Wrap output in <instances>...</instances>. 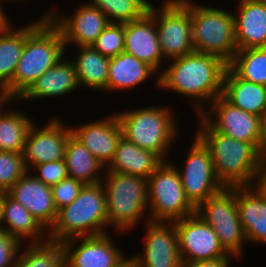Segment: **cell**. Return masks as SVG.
<instances>
[{"label":"cell","mask_w":266,"mask_h":267,"mask_svg":"<svg viewBox=\"0 0 266 267\" xmlns=\"http://www.w3.org/2000/svg\"><path fill=\"white\" fill-rule=\"evenodd\" d=\"M169 62L157 77L155 86L192 99L198 115L207 108L206 102L208 106L222 95L228 64L219 57L193 51Z\"/></svg>","instance_id":"obj_1"},{"label":"cell","mask_w":266,"mask_h":267,"mask_svg":"<svg viewBox=\"0 0 266 267\" xmlns=\"http://www.w3.org/2000/svg\"><path fill=\"white\" fill-rule=\"evenodd\" d=\"M196 136L210 151L217 179L224 187L251 186L259 182L262 165L259 144L239 141L214 131L200 116Z\"/></svg>","instance_id":"obj_2"},{"label":"cell","mask_w":266,"mask_h":267,"mask_svg":"<svg viewBox=\"0 0 266 267\" xmlns=\"http://www.w3.org/2000/svg\"><path fill=\"white\" fill-rule=\"evenodd\" d=\"M66 48L61 31L49 20L38 17L26 25V40L13 79L6 86L14 99H19L30 86L52 68Z\"/></svg>","instance_id":"obj_3"},{"label":"cell","mask_w":266,"mask_h":267,"mask_svg":"<svg viewBox=\"0 0 266 267\" xmlns=\"http://www.w3.org/2000/svg\"><path fill=\"white\" fill-rule=\"evenodd\" d=\"M109 228L105 191L101 182L86 184L78 197L58 210L48 240L63 242L74 237L103 235Z\"/></svg>","instance_id":"obj_4"},{"label":"cell","mask_w":266,"mask_h":267,"mask_svg":"<svg viewBox=\"0 0 266 267\" xmlns=\"http://www.w3.org/2000/svg\"><path fill=\"white\" fill-rule=\"evenodd\" d=\"M173 111L172 107L155 105L125 110L116 115L126 140L153 152L162 161H168L165 157L167 155L168 158L170 146L179 134Z\"/></svg>","instance_id":"obj_5"},{"label":"cell","mask_w":266,"mask_h":267,"mask_svg":"<svg viewBox=\"0 0 266 267\" xmlns=\"http://www.w3.org/2000/svg\"><path fill=\"white\" fill-rule=\"evenodd\" d=\"M104 172L101 184L105 191L109 227L120 234L126 231L128 233L139 222L150 221L149 216H145L149 214L148 180L140 176Z\"/></svg>","instance_id":"obj_6"},{"label":"cell","mask_w":266,"mask_h":267,"mask_svg":"<svg viewBox=\"0 0 266 267\" xmlns=\"http://www.w3.org/2000/svg\"><path fill=\"white\" fill-rule=\"evenodd\" d=\"M179 1L190 11L194 51L217 56L229 64L238 50L233 12L192 0Z\"/></svg>","instance_id":"obj_7"},{"label":"cell","mask_w":266,"mask_h":267,"mask_svg":"<svg viewBox=\"0 0 266 267\" xmlns=\"http://www.w3.org/2000/svg\"><path fill=\"white\" fill-rule=\"evenodd\" d=\"M173 164L163 161L147 179L150 221L174 222L196 213Z\"/></svg>","instance_id":"obj_8"},{"label":"cell","mask_w":266,"mask_h":267,"mask_svg":"<svg viewBox=\"0 0 266 267\" xmlns=\"http://www.w3.org/2000/svg\"><path fill=\"white\" fill-rule=\"evenodd\" d=\"M196 213L213 228L223 249L232 258L242 259L243 244L248 242L239 218L235 186L224 187L207 198L196 208Z\"/></svg>","instance_id":"obj_9"},{"label":"cell","mask_w":266,"mask_h":267,"mask_svg":"<svg viewBox=\"0 0 266 267\" xmlns=\"http://www.w3.org/2000/svg\"><path fill=\"white\" fill-rule=\"evenodd\" d=\"M148 13L155 19L165 63L194 51L190 11L179 0H163L158 8L152 3Z\"/></svg>","instance_id":"obj_10"},{"label":"cell","mask_w":266,"mask_h":267,"mask_svg":"<svg viewBox=\"0 0 266 267\" xmlns=\"http://www.w3.org/2000/svg\"><path fill=\"white\" fill-rule=\"evenodd\" d=\"M174 166L179 172L185 195L195 208L224 188L215 174L210 151L196 135L183 168Z\"/></svg>","instance_id":"obj_11"},{"label":"cell","mask_w":266,"mask_h":267,"mask_svg":"<svg viewBox=\"0 0 266 267\" xmlns=\"http://www.w3.org/2000/svg\"><path fill=\"white\" fill-rule=\"evenodd\" d=\"M198 116L214 131L251 144H260L262 118L233 106L222 95ZM216 116V117H214Z\"/></svg>","instance_id":"obj_12"},{"label":"cell","mask_w":266,"mask_h":267,"mask_svg":"<svg viewBox=\"0 0 266 267\" xmlns=\"http://www.w3.org/2000/svg\"><path fill=\"white\" fill-rule=\"evenodd\" d=\"M54 7L42 14V18L49 20L61 31L65 48L68 44L76 47L91 46L108 26L110 21L98 8L91 6L88 2L81 4L71 15H60Z\"/></svg>","instance_id":"obj_13"},{"label":"cell","mask_w":266,"mask_h":267,"mask_svg":"<svg viewBox=\"0 0 266 267\" xmlns=\"http://www.w3.org/2000/svg\"><path fill=\"white\" fill-rule=\"evenodd\" d=\"M174 224L184 267L192 262L213 260L229 255L221 246L213 228L197 213L176 220Z\"/></svg>","instance_id":"obj_14"},{"label":"cell","mask_w":266,"mask_h":267,"mask_svg":"<svg viewBox=\"0 0 266 267\" xmlns=\"http://www.w3.org/2000/svg\"><path fill=\"white\" fill-rule=\"evenodd\" d=\"M61 119L53 116L40 128L36 123L30 127L22 153L28 171L32 172L35 165L64 159L71 129Z\"/></svg>","instance_id":"obj_15"},{"label":"cell","mask_w":266,"mask_h":267,"mask_svg":"<svg viewBox=\"0 0 266 267\" xmlns=\"http://www.w3.org/2000/svg\"><path fill=\"white\" fill-rule=\"evenodd\" d=\"M109 234L74 237L61 242L64 251V267H118L121 265L126 255Z\"/></svg>","instance_id":"obj_16"},{"label":"cell","mask_w":266,"mask_h":267,"mask_svg":"<svg viewBox=\"0 0 266 267\" xmlns=\"http://www.w3.org/2000/svg\"><path fill=\"white\" fill-rule=\"evenodd\" d=\"M141 252L134 255L147 267H184L174 222L147 221Z\"/></svg>","instance_id":"obj_17"},{"label":"cell","mask_w":266,"mask_h":267,"mask_svg":"<svg viewBox=\"0 0 266 267\" xmlns=\"http://www.w3.org/2000/svg\"><path fill=\"white\" fill-rule=\"evenodd\" d=\"M71 134L78 139L106 168L112 161L119 141L123 137L116 113L102 120L82 123L70 127Z\"/></svg>","instance_id":"obj_18"},{"label":"cell","mask_w":266,"mask_h":267,"mask_svg":"<svg viewBox=\"0 0 266 267\" xmlns=\"http://www.w3.org/2000/svg\"><path fill=\"white\" fill-rule=\"evenodd\" d=\"M21 203L48 232L57 217L52 189L27 171L7 192Z\"/></svg>","instance_id":"obj_19"},{"label":"cell","mask_w":266,"mask_h":267,"mask_svg":"<svg viewBox=\"0 0 266 267\" xmlns=\"http://www.w3.org/2000/svg\"><path fill=\"white\" fill-rule=\"evenodd\" d=\"M124 52L147 63L158 75L161 73L165 59L162 56L155 19L149 13L141 19L124 23Z\"/></svg>","instance_id":"obj_20"},{"label":"cell","mask_w":266,"mask_h":267,"mask_svg":"<svg viewBox=\"0 0 266 267\" xmlns=\"http://www.w3.org/2000/svg\"><path fill=\"white\" fill-rule=\"evenodd\" d=\"M235 200L248 244H266V192L258 184L235 186Z\"/></svg>","instance_id":"obj_21"},{"label":"cell","mask_w":266,"mask_h":267,"mask_svg":"<svg viewBox=\"0 0 266 267\" xmlns=\"http://www.w3.org/2000/svg\"><path fill=\"white\" fill-rule=\"evenodd\" d=\"M233 13L238 50L266 47V4L259 0H239Z\"/></svg>","instance_id":"obj_22"},{"label":"cell","mask_w":266,"mask_h":267,"mask_svg":"<svg viewBox=\"0 0 266 267\" xmlns=\"http://www.w3.org/2000/svg\"><path fill=\"white\" fill-rule=\"evenodd\" d=\"M63 56L52 68L40 76L18 101H31L65 96L80 88L77 73L71 60Z\"/></svg>","instance_id":"obj_23"},{"label":"cell","mask_w":266,"mask_h":267,"mask_svg":"<svg viewBox=\"0 0 266 267\" xmlns=\"http://www.w3.org/2000/svg\"><path fill=\"white\" fill-rule=\"evenodd\" d=\"M222 96L233 106L264 119L266 117V86L240 78L227 66Z\"/></svg>","instance_id":"obj_24"},{"label":"cell","mask_w":266,"mask_h":267,"mask_svg":"<svg viewBox=\"0 0 266 267\" xmlns=\"http://www.w3.org/2000/svg\"><path fill=\"white\" fill-rule=\"evenodd\" d=\"M3 229L19 242L25 239L30 243L48 240V232L39 224L26 207L13 199L8 193H1ZM24 239V240H23Z\"/></svg>","instance_id":"obj_25"},{"label":"cell","mask_w":266,"mask_h":267,"mask_svg":"<svg viewBox=\"0 0 266 267\" xmlns=\"http://www.w3.org/2000/svg\"><path fill=\"white\" fill-rule=\"evenodd\" d=\"M162 162L153 152L141 149L122 137L115 150L113 159L105 171L140 176L148 179Z\"/></svg>","instance_id":"obj_26"},{"label":"cell","mask_w":266,"mask_h":267,"mask_svg":"<svg viewBox=\"0 0 266 267\" xmlns=\"http://www.w3.org/2000/svg\"><path fill=\"white\" fill-rule=\"evenodd\" d=\"M154 74L159 76L147 63L128 53L121 52L110 58L107 92L133 89L148 78L154 77Z\"/></svg>","instance_id":"obj_27"},{"label":"cell","mask_w":266,"mask_h":267,"mask_svg":"<svg viewBox=\"0 0 266 267\" xmlns=\"http://www.w3.org/2000/svg\"><path fill=\"white\" fill-rule=\"evenodd\" d=\"M77 51L76 57L70 60L74 64L80 88L107 92L110 58L92 46H80Z\"/></svg>","instance_id":"obj_28"},{"label":"cell","mask_w":266,"mask_h":267,"mask_svg":"<svg viewBox=\"0 0 266 267\" xmlns=\"http://www.w3.org/2000/svg\"><path fill=\"white\" fill-rule=\"evenodd\" d=\"M64 161L69 177L75 178L84 185L96 184L103 179L99 171L104 170L105 167L72 134L69 135L65 146Z\"/></svg>","instance_id":"obj_29"},{"label":"cell","mask_w":266,"mask_h":267,"mask_svg":"<svg viewBox=\"0 0 266 267\" xmlns=\"http://www.w3.org/2000/svg\"><path fill=\"white\" fill-rule=\"evenodd\" d=\"M12 24L0 30V84L4 86L13 79L26 40V26L14 29Z\"/></svg>","instance_id":"obj_30"},{"label":"cell","mask_w":266,"mask_h":267,"mask_svg":"<svg viewBox=\"0 0 266 267\" xmlns=\"http://www.w3.org/2000/svg\"><path fill=\"white\" fill-rule=\"evenodd\" d=\"M6 107L0 112V151L23 153L28 131L35 120Z\"/></svg>","instance_id":"obj_31"},{"label":"cell","mask_w":266,"mask_h":267,"mask_svg":"<svg viewBox=\"0 0 266 267\" xmlns=\"http://www.w3.org/2000/svg\"><path fill=\"white\" fill-rule=\"evenodd\" d=\"M18 260L12 267H64V251L61 242L47 240L29 243L20 248Z\"/></svg>","instance_id":"obj_32"},{"label":"cell","mask_w":266,"mask_h":267,"mask_svg":"<svg viewBox=\"0 0 266 267\" xmlns=\"http://www.w3.org/2000/svg\"><path fill=\"white\" fill-rule=\"evenodd\" d=\"M228 66L240 78L266 86V47L237 50Z\"/></svg>","instance_id":"obj_33"},{"label":"cell","mask_w":266,"mask_h":267,"mask_svg":"<svg viewBox=\"0 0 266 267\" xmlns=\"http://www.w3.org/2000/svg\"><path fill=\"white\" fill-rule=\"evenodd\" d=\"M91 6L104 13L110 23H126L141 19L151 6L149 0H89Z\"/></svg>","instance_id":"obj_34"},{"label":"cell","mask_w":266,"mask_h":267,"mask_svg":"<svg viewBox=\"0 0 266 267\" xmlns=\"http://www.w3.org/2000/svg\"><path fill=\"white\" fill-rule=\"evenodd\" d=\"M27 171L22 153L0 151V192L7 193Z\"/></svg>","instance_id":"obj_35"},{"label":"cell","mask_w":266,"mask_h":267,"mask_svg":"<svg viewBox=\"0 0 266 267\" xmlns=\"http://www.w3.org/2000/svg\"><path fill=\"white\" fill-rule=\"evenodd\" d=\"M91 46L109 58L124 52V23H109Z\"/></svg>","instance_id":"obj_36"},{"label":"cell","mask_w":266,"mask_h":267,"mask_svg":"<svg viewBox=\"0 0 266 267\" xmlns=\"http://www.w3.org/2000/svg\"><path fill=\"white\" fill-rule=\"evenodd\" d=\"M83 186L82 182L69 176L53 185L51 189L57 211L73 202Z\"/></svg>","instance_id":"obj_37"},{"label":"cell","mask_w":266,"mask_h":267,"mask_svg":"<svg viewBox=\"0 0 266 267\" xmlns=\"http://www.w3.org/2000/svg\"><path fill=\"white\" fill-rule=\"evenodd\" d=\"M32 169H36V173H33V175L50 187L69 176L64 159L38 164Z\"/></svg>","instance_id":"obj_38"},{"label":"cell","mask_w":266,"mask_h":267,"mask_svg":"<svg viewBox=\"0 0 266 267\" xmlns=\"http://www.w3.org/2000/svg\"><path fill=\"white\" fill-rule=\"evenodd\" d=\"M22 247L21 242L6 230L0 229V267H12L18 260Z\"/></svg>","instance_id":"obj_39"},{"label":"cell","mask_w":266,"mask_h":267,"mask_svg":"<svg viewBox=\"0 0 266 267\" xmlns=\"http://www.w3.org/2000/svg\"><path fill=\"white\" fill-rule=\"evenodd\" d=\"M231 256L232 255L229 254L226 257H220L213 260L192 262L185 267H230V264H232L230 260H233Z\"/></svg>","instance_id":"obj_40"},{"label":"cell","mask_w":266,"mask_h":267,"mask_svg":"<svg viewBox=\"0 0 266 267\" xmlns=\"http://www.w3.org/2000/svg\"><path fill=\"white\" fill-rule=\"evenodd\" d=\"M258 153L261 165H266V117L262 120L261 141L258 147Z\"/></svg>","instance_id":"obj_41"},{"label":"cell","mask_w":266,"mask_h":267,"mask_svg":"<svg viewBox=\"0 0 266 267\" xmlns=\"http://www.w3.org/2000/svg\"><path fill=\"white\" fill-rule=\"evenodd\" d=\"M18 99H14L8 92L7 87L0 84V112L8 105H14ZM4 107V108H3Z\"/></svg>","instance_id":"obj_42"},{"label":"cell","mask_w":266,"mask_h":267,"mask_svg":"<svg viewBox=\"0 0 266 267\" xmlns=\"http://www.w3.org/2000/svg\"><path fill=\"white\" fill-rule=\"evenodd\" d=\"M121 265L123 267H147L146 264L142 263L137 257L132 255L129 258L124 256Z\"/></svg>","instance_id":"obj_43"},{"label":"cell","mask_w":266,"mask_h":267,"mask_svg":"<svg viewBox=\"0 0 266 267\" xmlns=\"http://www.w3.org/2000/svg\"><path fill=\"white\" fill-rule=\"evenodd\" d=\"M4 4L0 3V30L3 29L9 22L10 19L5 13Z\"/></svg>","instance_id":"obj_44"},{"label":"cell","mask_w":266,"mask_h":267,"mask_svg":"<svg viewBox=\"0 0 266 267\" xmlns=\"http://www.w3.org/2000/svg\"><path fill=\"white\" fill-rule=\"evenodd\" d=\"M258 185L266 192V165L262 166Z\"/></svg>","instance_id":"obj_45"},{"label":"cell","mask_w":266,"mask_h":267,"mask_svg":"<svg viewBox=\"0 0 266 267\" xmlns=\"http://www.w3.org/2000/svg\"><path fill=\"white\" fill-rule=\"evenodd\" d=\"M2 221V206H1V196H0V229H3Z\"/></svg>","instance_id":"obj_46"},{"label":"cell","mask_w":266,"mask_h":267,"mask_svg":"<svg viewBox=\"0 0 266 267\" xmlns=\"http://www.w3.org/2000/svg\"><path fill=\"white\" fill-rule=\"evenodd\" d=\"M6 1H7V3H9L8 1H10V2H11V1H12V2L15 1V2H16V1H19V0H0V3H1V4H2V3H6ZM20 1H21V0H20ZM23 1H25V0H23Z\"/></svg>","instance_id":"obj_47"},{"label":"cell","mask_w":266,"mask_h":267,"mask_svg":"<svg viewBox=\"0 0 266 267\" xmlns=\"http://www.w3.org/2000/svg\"><path fill=\"white\" fill-rule=\"evenodd\" d=\"M262 4H266V0H259Z\"/></svg>","instance_id":"obj_48"}]
</instances>
